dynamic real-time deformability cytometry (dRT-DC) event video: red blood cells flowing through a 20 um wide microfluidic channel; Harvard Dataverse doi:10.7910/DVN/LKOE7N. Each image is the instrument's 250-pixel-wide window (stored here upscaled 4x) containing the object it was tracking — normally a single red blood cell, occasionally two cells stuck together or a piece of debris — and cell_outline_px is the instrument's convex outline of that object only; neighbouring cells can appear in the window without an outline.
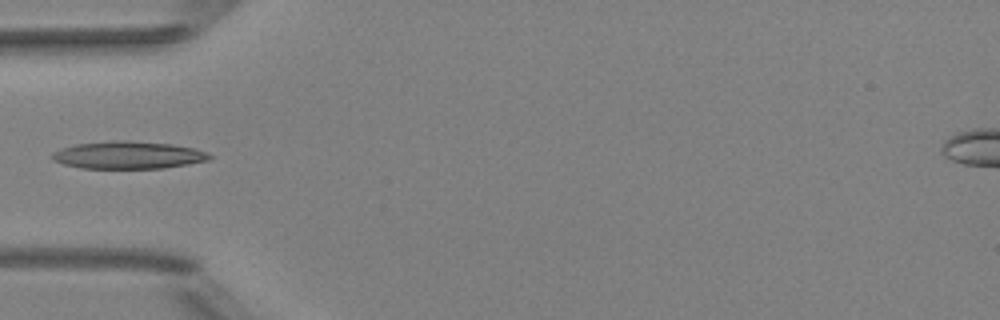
{"species": "Egyptian fruit bat (a non-hibernating species)", "species_latin": "Rousettus aegyptiacus", "temperature_condition": "room temperature", "stored_images_in_passage": 4, "camera_frame_rate_fps": 3000, "um_per_image_px": 0.085, "animal": {"sex": "female"}, "frame": {"image": 1, "passage_image": 4, "time_ms": 1.0, "image_size_px": [1000, 320], "cell_outline_px": [[212, 156], [208, 160], [188, 164], [164, 168], [80, 168], [64, 164], [52, 160], [52, 152], [60, 148], [76, 144], [112, 140], [128, 140], [172, 144], [192, 148], [208, 152]], "centroid_in_image_um": [10.87, 13.17], "position_along_channel_um": 74.1, "area_um2": 25.26}}